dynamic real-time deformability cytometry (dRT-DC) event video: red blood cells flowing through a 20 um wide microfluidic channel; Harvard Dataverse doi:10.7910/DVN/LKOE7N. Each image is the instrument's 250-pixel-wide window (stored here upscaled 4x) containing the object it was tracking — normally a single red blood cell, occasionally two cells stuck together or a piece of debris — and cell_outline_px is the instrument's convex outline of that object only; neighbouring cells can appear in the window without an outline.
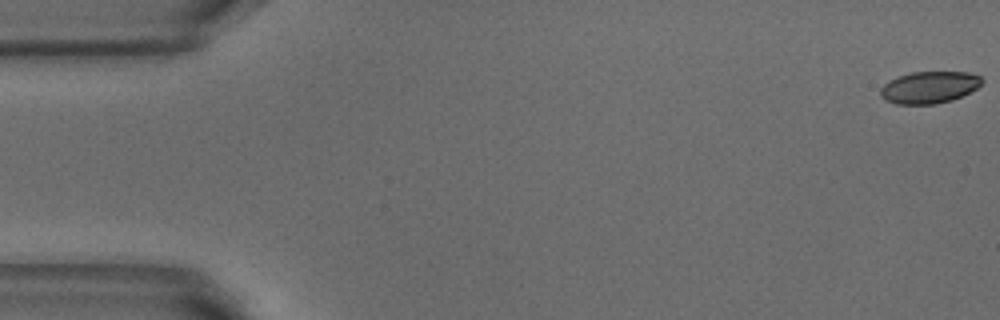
{"species": "common noctule bat (a hibernating species)", "species_latin": "Nyctalus noctula", "temperature_condition": "warm", "stored_images_in_passage": 9, "camera_frame_rate_fps": 3000, "um_per_image_px": 0.085, "animal": {"sex": "male", "body_mass_g": 18.8}, "frame": {"image": 1, "passage_image": 1, "time_ms": 0.0, "image_size_px": [1000, 320], "cell_outline_px": [[984, 80], [976, 88], [952, 100], [936, 104], [896, 104], [884, 100], [880, 96], [880, 88], [888, 80], [896, 76], [912, 72], [968, 72], [980, 76]], "centroid_in_image_um": [78.93, 7.42], "position_along_channel_um": 6.1, "area_um2": 18.96}}